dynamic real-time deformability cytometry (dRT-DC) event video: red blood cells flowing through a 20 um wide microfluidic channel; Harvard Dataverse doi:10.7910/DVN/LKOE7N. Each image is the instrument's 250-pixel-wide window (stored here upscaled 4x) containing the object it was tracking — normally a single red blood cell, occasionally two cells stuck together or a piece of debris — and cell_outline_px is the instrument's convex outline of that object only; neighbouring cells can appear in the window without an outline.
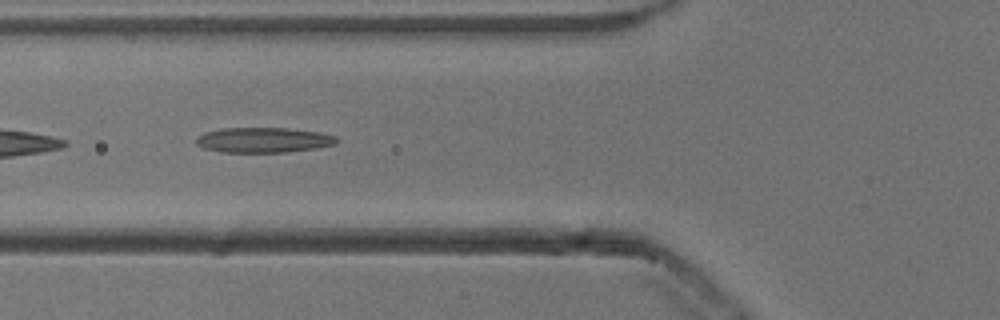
{"species": "common noctule bat (a hibernating species)", "species_latin": "Nyctalus noctula", "temperature_condition": "cold", "stored_images_in_passage": 9, "camera_frame_rate_fps": 3000, "um_per_image_px": 0.085, "animal": {"sex": "male", "body_mass_g": 13.3}, "frame": {"image": 1, "passage_image": 4, "time_ms": 1.0, "image_size_px": [1000, 320], "cell_outline_px": [[340, 140], [336, 144], [316, 148], [284, 152], [224, 152], [204, 148], [196, 144], [196, 140], [204, 132], [220, 128], [288, 128], [320, 132], [336, 136]], "centroid_in_image_um": [22.43, 11.89], "position_along_channel_um": 103.4, "area_um2": 20.58}}
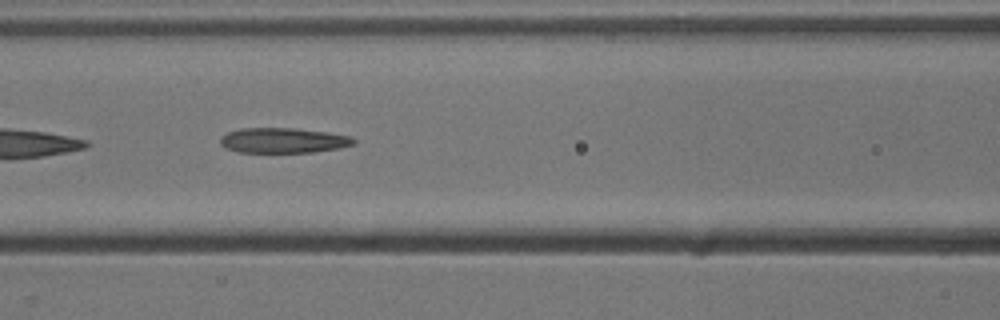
{"frame": {"image": 2, "passage_image": 7, "time_ms": 2.0, "image_size_px": [1000, 320], "cell_outline_px": [[356, 144], [340, 148], [312, 152], [236, 152], [224, 148], [220, 144], [220, 136], [228, 132], [240, 128], [296, 128], [328, 132], [352, 136], [356, 140]], "centroid_in_image_um": [24.08, 11.93], "position_along_channel_um": 142.5, "area_um2": 19.83}}
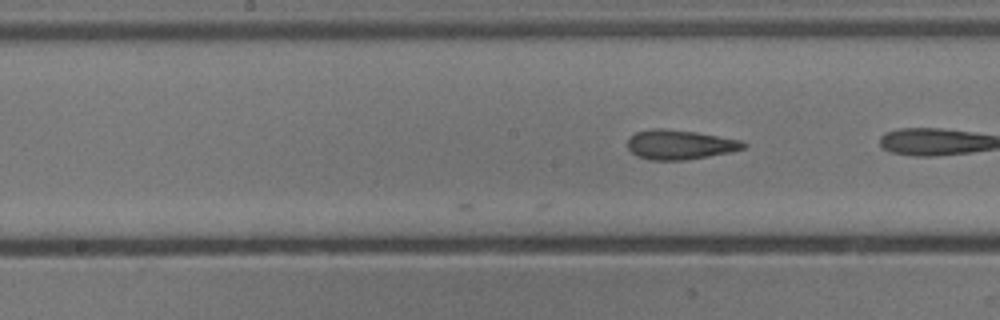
{"frame": {"image": 3, "passage_image": 9, "time_ms": 2.667, "image_size_px": [1000, 320], "cell_outline_px": [[748, 144], [744, 148], [732, 152], [684, 160], [648, 160], [636, 156], [628, 148], [628, 136], [636, 132], [652, 128], [660, 128], [696, 132], [740, 140]], "centroid_in_image_um": [57.76, 12.29], "position_along_channel_um": 190.4, "area_um2": 20.0}}